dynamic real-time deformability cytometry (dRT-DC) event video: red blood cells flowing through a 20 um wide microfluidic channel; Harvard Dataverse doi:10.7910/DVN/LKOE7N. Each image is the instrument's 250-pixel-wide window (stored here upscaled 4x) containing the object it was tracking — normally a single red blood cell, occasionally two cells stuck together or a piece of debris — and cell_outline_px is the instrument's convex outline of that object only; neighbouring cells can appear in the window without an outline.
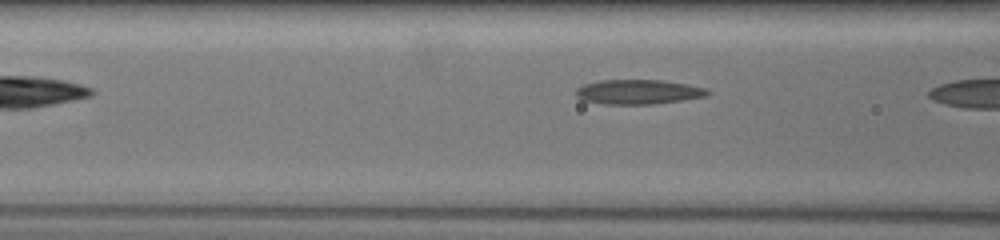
{"species": "common noctule bat (a hibernating species)", "species_latin": "Nyctalus noctula", "temperature_condition": "warm", "stored_images_in_passage": 4, "camera_frame_rate_fps": 3000, "um_per_image_px": 0.085, "animal": {"sex": "female", "body_mass_g": 19.5, "forearm_length_mm": 54.1}, "frame": {"image": 1, "passage_image": 3, "time_ms": 0.667, "image_size_px": [1000, 240], "cell_outline_px": [[712, 92], [708, 96], [652, 104], [604, 104], [584, 100], [576, 96], [576, 88], [584, 84], [600, 80], [660, 80], [688, 84], [704, 88]], "centroid_in_image_um": [54.25, 7.81], "position_along_channel_um": 112.3, "area_um2": 18.79}}